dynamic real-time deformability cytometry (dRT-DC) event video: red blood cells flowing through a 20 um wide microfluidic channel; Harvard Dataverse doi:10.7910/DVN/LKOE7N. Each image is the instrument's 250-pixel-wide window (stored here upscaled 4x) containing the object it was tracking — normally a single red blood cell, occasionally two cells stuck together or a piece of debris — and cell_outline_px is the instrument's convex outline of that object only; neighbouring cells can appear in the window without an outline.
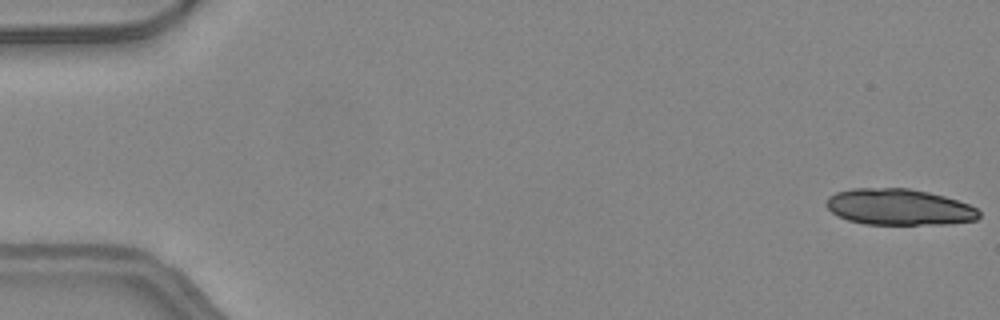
{"species": "common noctule bat (a hibernating species)", "species_latin": "Nyctalus noctula", "temperature_condition": "warm", "stored_images_in_passage": 5, "camera_frame_rate_fps": 3000, "um_per_image_px": 0.085, "animal": {"sex": "female", "body_mass_g": 24.6, "forearm_length_mm": 56.2}, "frame": {"image": 1, "passage_image": 1, "time_ms": 0.0, "image_size_px": [1000, 320], "cell_outline_px": [[980, 216], [976, 220], [948, 224], [864, 224], [848, 220], [836, 216], [824, 204], [828, 196], [836, 192], [852, 188], [908, 188], [928, 192], [944, 196], [968, 204], [976, 208], [980, 212]], "centroid_in_image_um": [76.38, 17.6], "position_along_channel_um": 8.6, "area_um2": 32.37}}